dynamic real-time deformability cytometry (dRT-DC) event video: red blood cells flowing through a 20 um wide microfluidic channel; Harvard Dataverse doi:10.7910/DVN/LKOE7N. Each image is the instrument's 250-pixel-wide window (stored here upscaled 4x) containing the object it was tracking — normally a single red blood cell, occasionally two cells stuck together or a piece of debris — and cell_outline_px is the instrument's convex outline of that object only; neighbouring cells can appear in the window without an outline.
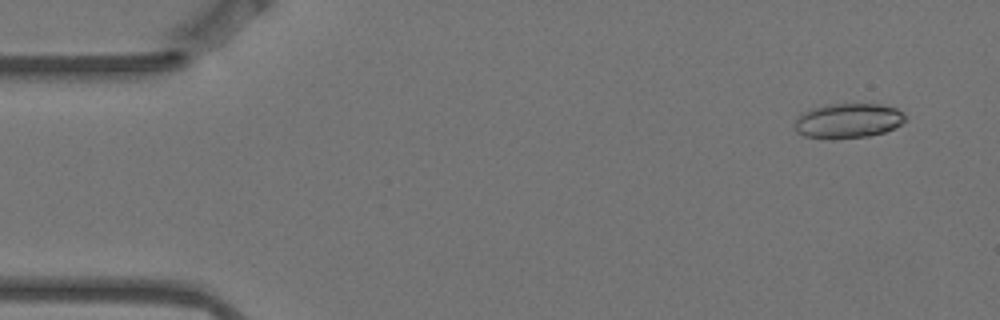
{"species": "Egyptian fruit bat (a non-hibernating species)", "species_latin": "Rousettus aegyptiacus", "temperature_condition": "warm", "stored_images_in_passage": 4, "camera_frame_rate_fps": 3000, "um_per_image_px": 0.085, "animal": {"sex": "female"}, "frame": {"image": 1, "passage_image": 1, "time_ms": 0.0, "image_size_px": [1000, 320], "cell_outline_px": [[904, 120], [900, 124], [884, 132], [868, 136], [832, 140], [828, 140], [804, 136], [796, 132], [796, 120], [804, 112], [812, 108], [828, 104], [880, 104], [896, 108], [904, 116]], "centroid_in_image_um": [72.05, 10.28], "position_along_channel_um": 13.0, "area_um2": 22.31}}
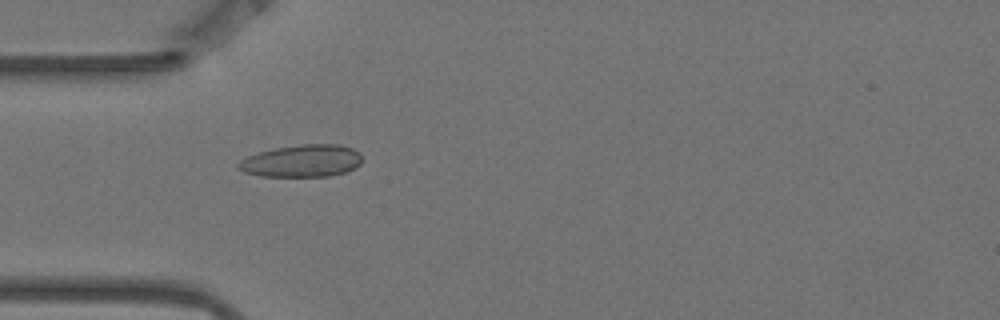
{"frame": {"image": 2, "passage_image": 4, "time_ms": 1.0, "image_size_px": [1000, 320], "cell_outline_px": [[360, 164], [356, 168], [344, 172], [328, 176], [260, 176], [244, 172], [236, 168], [236, 164], [240, 160], [248, 156], [260, 152], [276, 148], [300, 144], [340, 144], [352, 148], [360, 152]], "centroid_in_image_um": [25.65, 13.67], "position_along_channel_um": 59.3, "area_um2": 23.29}}